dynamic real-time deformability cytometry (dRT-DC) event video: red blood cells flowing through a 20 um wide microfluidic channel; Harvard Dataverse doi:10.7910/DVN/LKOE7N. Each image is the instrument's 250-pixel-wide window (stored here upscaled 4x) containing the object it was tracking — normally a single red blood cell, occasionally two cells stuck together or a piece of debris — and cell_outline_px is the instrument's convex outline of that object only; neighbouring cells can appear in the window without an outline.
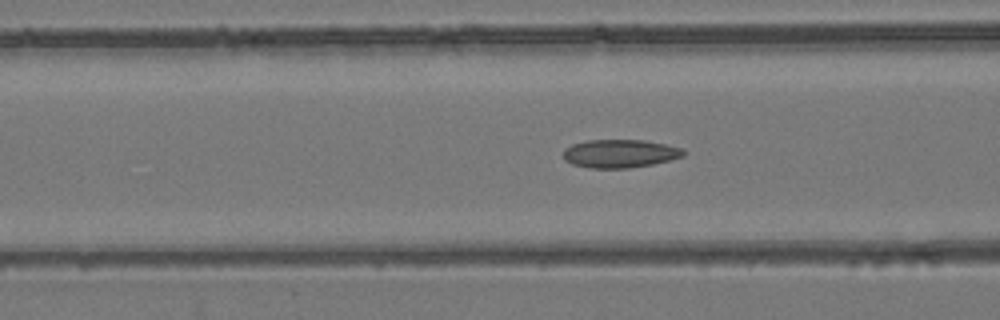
{"species": "common noctule bat (a hibernating species)", "species_latin": "Nyctalus noctula", "temperature_condition": "room temperature", "stored_images_in_passage": 55, "camera_frame_rate_fps": 3000, "um_per_image_px": 0.085, "animal": {"sex": "female", "body_mass_g": 24.6, "forearm_length_mm": 56.2}, "frame": {"image": 1, "passage_image": 22, "time_ms": 7.0, "image_size_px": [1000, 320], "cell_outline_px": [[684, 156], [652, 164], [628, 168], [588, 168], [572, 164], [564, 160], [564, 148], [572, 144], [588, 140], [644, 140], [684, 148]], "centroid_in_image_um": [52.67, 13.05], "position_along_channel_um": 113.9, "area_um2": 19.77}}
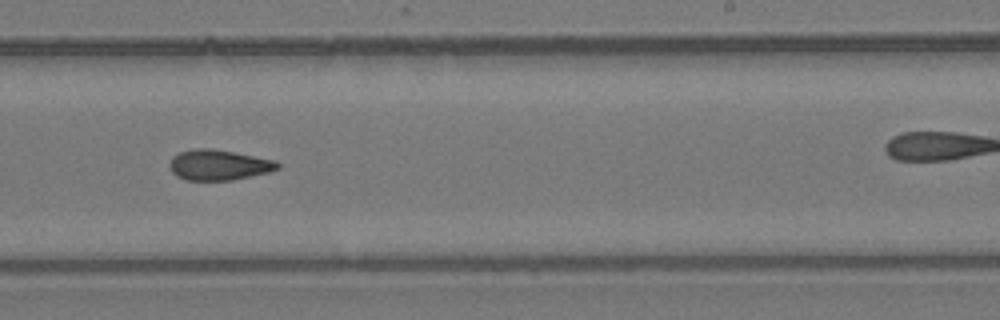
{"frame": {"image": 2, "passage_image": 34, "time_ms": 11.0, "image_size_px": [1000, 320], "cell_outline_px": [[280, 168], [268, 172], [232, 180], [188, 180], [176, 176], [172, 172], [168, 164], [172, 156], [180, 152], [196, 148], [208, 148], [232, 152], [276, 160], [280, 164]], "centroid_in_image_um": [18.57, 14.02], "position_along_channel_um": 270.4, "area_um2": 19.07}}
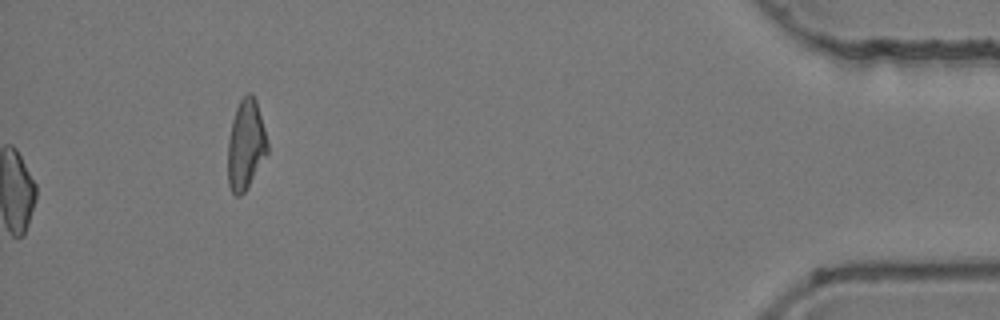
{"frame": {"image": 3, "passage_image": 55, "time_ms": 18.0, "image_size_px": [1000, 320], "cell_outline_px": [[268, 152], [244, 192], [240, 196], [236, 196], [232, 192], [228, 184], [228, 140], [232, 120], [236, 108], [240, 100], [248, 92], [252, 92], [256, 100], [264, 128], [268, 144]], "centroid_in_image_um": [20.88, 12.29], "position_along_channel_um": 414.3, "area_um2": 20.58}, "authors_computed_cell_mechanics": {"area_um2": 19.363, "velocity_mm_per_s": 3.9138, "shape_relaxation_time_tau1_ms": null, "shape_relaxation_time_tau2_ms": 3.9493, "deformation_change_tau1": null, "deformation_change_tau2": 0.1045}}